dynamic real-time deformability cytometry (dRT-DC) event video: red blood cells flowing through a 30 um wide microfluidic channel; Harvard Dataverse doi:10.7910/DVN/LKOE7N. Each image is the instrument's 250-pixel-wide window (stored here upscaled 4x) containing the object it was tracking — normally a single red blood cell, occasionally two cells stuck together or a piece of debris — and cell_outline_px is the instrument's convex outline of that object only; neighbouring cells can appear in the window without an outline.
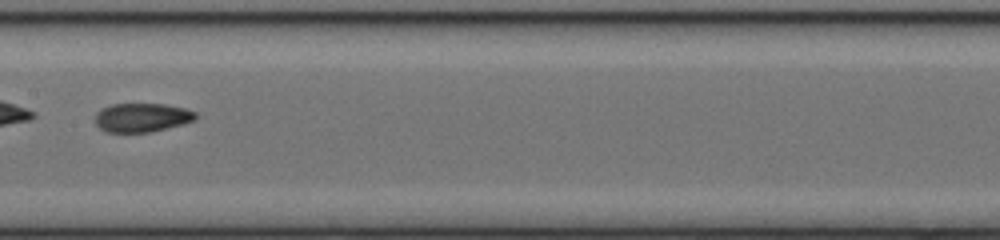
{"species": "common noctule bat (a hibernating species)", "species_latin": "Nyctalus noctula", "temperature_condition": "cold", "stored_images_in_passage": 50, "camera_frame_rate_fps": 3000, "um_per_image_px": 0.085, "animal": {"sex": "female", "body_mass_g": 17.0, "forearm_length_mm": 48.0}, "frame": {"image": 1, "passage_image": 27, "time_ms": 8.667, "image_size_px": [1000, 240], "cell_outline_px": [[196, 120], [184, 124], [148, 132], [104, 132], [96, 124], [96, 112], [112, 104], [164, 104], [184, 108], [196, 112]], "centroid_in_image_um": [12.08, 9.99], "position_along_channel_um": 195.3, "area_um2": 16.82}}
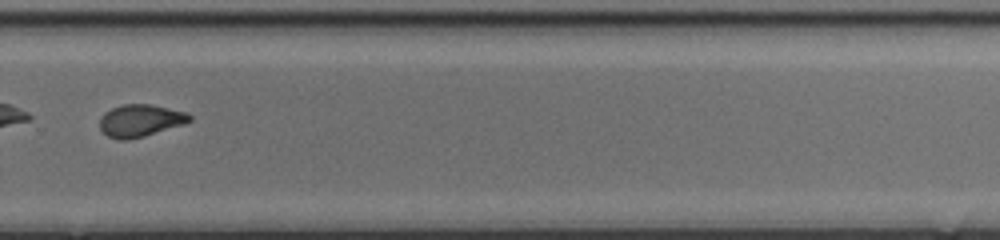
{"frame": {"image": 2, "passage_image": 36, "time_ms": 11.667, "image_size_px": [1000, 240], "cell_outline_px": [[192, 120], [184, 124], [144, 136], [124, 140], [120, 140], [108, 136], [100, 128], [100, 116], [104, 112], [112, 108], [124, 104], [152, 104], [188, 112], [192, 116]], "centroid_in_image_um": [11.95, 10.23], "position_along_channel_um": 317.9, "area_um2": 16.94}, "authors_computed_cell_mechanics": {"area_um2": 18.496, "velocity_mm_per_s": 4.0993, "shape_relaxation_time_tau1_ms": null, "shape_relaxation_time_tau2_ms": 1.846, "deformation_change_tau1": null, "deformation_change_tau2": 0.0753}}